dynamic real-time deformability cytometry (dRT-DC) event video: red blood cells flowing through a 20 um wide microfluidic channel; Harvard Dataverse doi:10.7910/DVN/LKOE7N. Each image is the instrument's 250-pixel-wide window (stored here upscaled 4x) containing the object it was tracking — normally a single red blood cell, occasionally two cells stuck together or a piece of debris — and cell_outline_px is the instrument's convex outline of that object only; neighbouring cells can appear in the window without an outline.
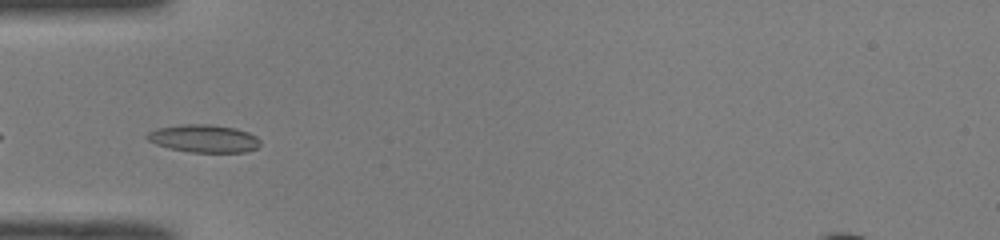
{"species": "common noctule bat (a hibernating species)", "species_latin": "Nyctalus noctula", "temperature_condition": "room temperature", "stored_images_in_passage": 34, "camera_frame_rate_fps": 3000, "um_per_image_px": 0.085, "animal": {"sex": "male", "body_mass_g": 19.0, "forearm_length_mm": 50.8}, "frame": {"image": 1, "passage_image": 6, "time_ms": 1.667, "image_size_px": [1000, 240], "cell_outline_px": [[260, 144], [256, 148], [244, 152], [192, 152], [168, 148], [156, 144], [148, 140], [144, 136], [148, 132], [156, 128], [180, 124], [212, 124], [236, 128], [248, 132], [256, 136], [260, 140]], "centroid_in_image_um": [17.3, 11.76], "position_along_channel_um": 67.7, "area_um2": 18.44}}
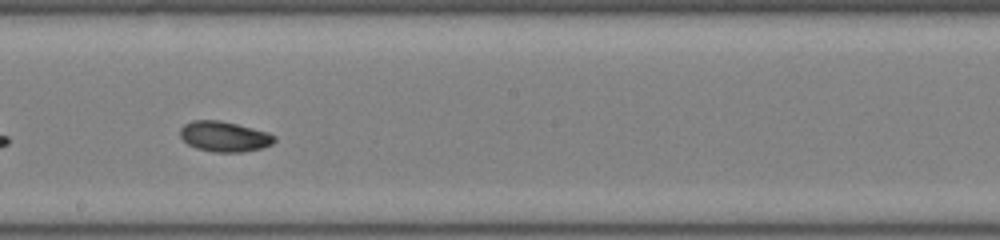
{"frame": {"image": 2, "passage_image": 18, "time_ms": 5.667, "image_size_px": [1000, 240], "cell_outline_px": [[276, 140], [272, 144], [260, 148], [244, 152], [212, 152], [196, 148], [188, 144], [180, 136], [180, 128], [184, 124], [192, 120], [220, 120], [268, 132], [276, 136]], "centroid_in_image_um": [19.06, 11.6], "position_along_channel_um": 229.1, "area_um2": 16.7}}
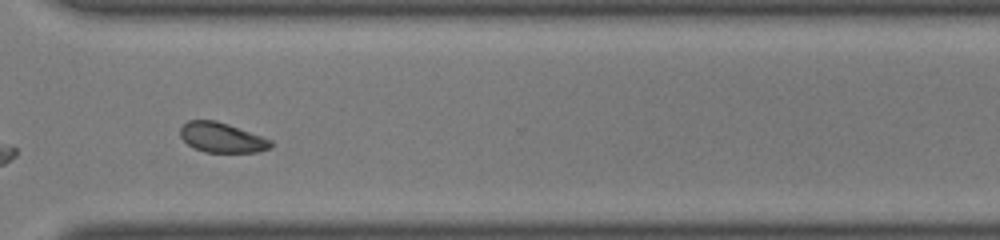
{"frame": {"image": 3, "passage_image": 27, "time_ms": 8.667, "image_size_px": [1000, 240], "cell_outline_px": [[272, 144], [268, 148], [256, 152], [204, 152], [192, 148], [180, 136], [180, 128], [188, 120], [216, 120], [228, 124], [272, 140]], "centroid_in_image_um": [18.81, 11.69], "position_along_channel_um": 351.8, "area_um2": 15.66}, "authors_computed_cell_mechanics": {"area_um2": 16.7331, "velocity_mm_per_s": 4.0541, "shape_relaxation_time_tau1_ms": 3.5398, "shape_relaxation_time_tau2_ms": 4.1403, "deformation_change_tau1": 0.1428, "deformation_change_tau2": 0.0765}}